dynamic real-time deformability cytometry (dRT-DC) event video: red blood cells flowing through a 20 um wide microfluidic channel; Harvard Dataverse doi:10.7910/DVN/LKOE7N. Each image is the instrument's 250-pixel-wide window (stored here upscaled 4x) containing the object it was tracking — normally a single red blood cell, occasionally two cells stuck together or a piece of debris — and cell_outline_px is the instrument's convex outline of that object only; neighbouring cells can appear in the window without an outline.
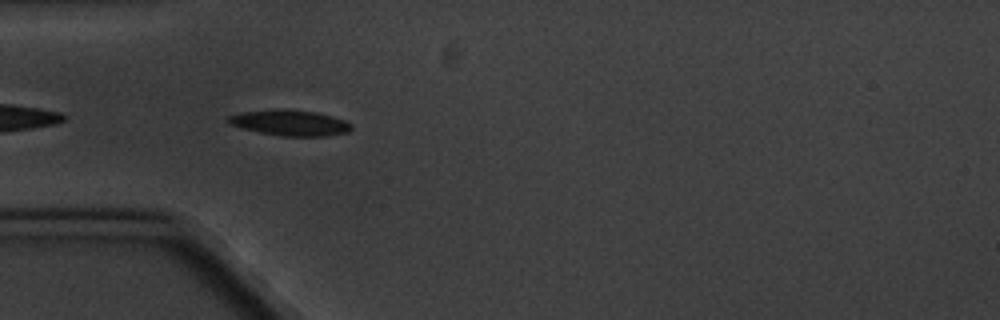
{"species": "common noctule bat (a hibernating species)", "species_latin": "Nyctalus noctula", "temperature_condition": "cold", "stored_images_in_passage": 6, "camera_frame_rate_fps": 3000, "um_per_image_px": 0.085, "animal": {"sex": "male", "body_mass_g": 20.1, "forearm_length_mm": 53.5}, "frame": {"image": 1, "passage_image": 3, "time_ms": 2.0, "image_size_px": [1000, 320], "cell_outline_px": [[352, 128], [348, 132], [324, 136], [280, 136], [260, 132], [228, 124], [224, 120], [228, 116], [240, 112], [280, 108], [316, 112], [332, 116], [344, 120], [352, 124]], "centroid_in_image_um": [24.61, 10.43], "position_along_channel_um": 60.4, "area_um2": 18.55}}